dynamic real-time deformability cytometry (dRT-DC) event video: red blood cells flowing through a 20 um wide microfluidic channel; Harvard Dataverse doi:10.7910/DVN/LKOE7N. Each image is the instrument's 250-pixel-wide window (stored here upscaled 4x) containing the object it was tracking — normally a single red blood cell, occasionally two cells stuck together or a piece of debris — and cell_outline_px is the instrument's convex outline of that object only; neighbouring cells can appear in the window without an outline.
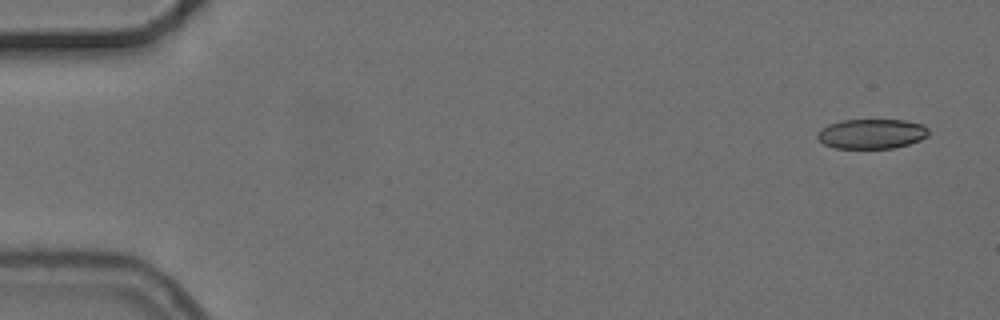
{"species": "common noctule bat (a hibernating species)", "species_latin": "Nyctalus noctula", "temperature_condition": "cold", "stored_images_in_passage": 11, "camera_frame_rate_fps": 3000, "um_per_image_px": 0.085, "animal": {"sex": "female", "body_mass_g": 24.6, "forearm_length_mm": 56.2}, "frame": {"image": 1, "passage_image": 1, "time_ms": 0.0, "image_size_px": [1000, 320], "cell_outline_px": [[928, 136], [920, 140], [908, 144], [892, 148], [836, 148], [824, 144], [816, 136], [816, 132], [820, 128], [828, 124], [840, 120], [904, 120], [924, 124], [928, 128]], "centroid_in_image_um": [74.07, 11.36], "position_along_channel_um": 10.9, "area_um2": 19.42}}
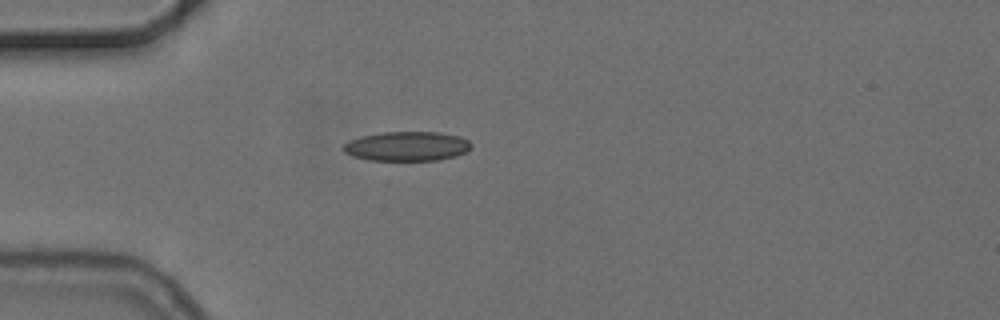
{"frame": {"image": 2, "passage_image": 4, "time_ms": 4.333, "image_size_px": [1000, 320], "cell_outline_px": [[472, 148], [468, 152], [456, 156], [436, 160], [368, 160], [352, 156], [344, 152], [340, 148], [348, 140], [360, 136], [384, 132], [440, 132], [460, 136], [468, 140], [472, 144]], "centroid_in_image_um": [34.59, 12.43], "position_along_channel_um": 50.4, "area_um2": 22.25}}